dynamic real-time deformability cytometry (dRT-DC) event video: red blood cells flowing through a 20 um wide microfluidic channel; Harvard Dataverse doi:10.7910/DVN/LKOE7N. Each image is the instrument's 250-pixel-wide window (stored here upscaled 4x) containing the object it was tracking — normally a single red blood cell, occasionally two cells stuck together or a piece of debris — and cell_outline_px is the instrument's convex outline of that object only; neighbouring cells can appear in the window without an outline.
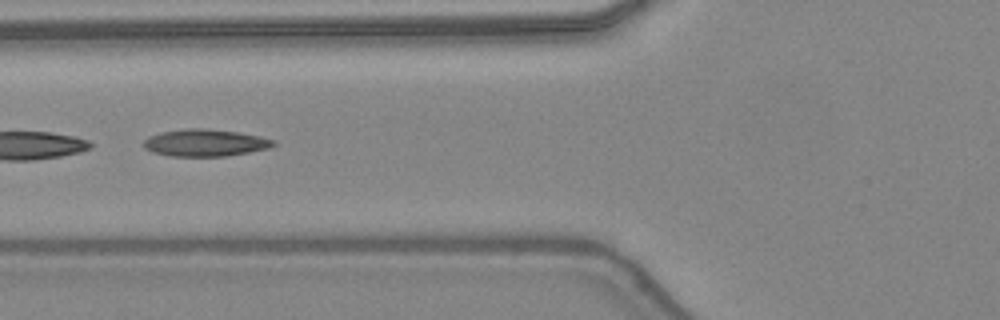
{"species": "common noctule bat (a hibernating species)", "species_latin": "Nyctalus noctula", "temperature_condition": "warm", "stored_images_in_passage": 35, "camera_frame_rate_fps": 3000, "um_per_image_px": 0.085, "animal": {"sex": "female", "body_mass_g": 24.6, "forearm_length_mm": 56.2}, "frame": {"image": 1, "passage_image": 8, "time_ms": 2.333, "image_size_px": [1000, 320], "cell_outline_px": [[276, 144], [268, 148], [228, 156], [168, 156], [152, 152], [144, 148], [144, 140], [148, 136], [160, 132], [184, 128], [204, 128], [236, 132], [260, 136], [276, 140]], "centroid_in_image_um": [17.41, 12.13], "position_along_channel_um": 108.4, "area_um2": 20.58}}
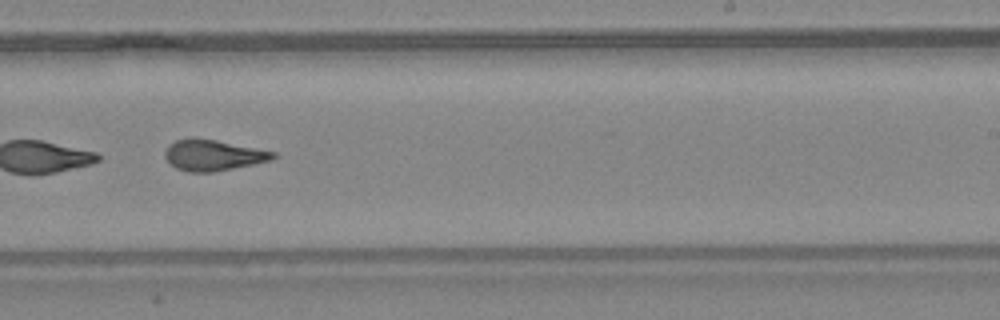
{"frame": {"image": 2, "passage_image": 19, "time_ms": 6.0, "image_size_px": [1000, 320], "cell_outline_px": [[276, 156], [272, 160], [212, 172], [188, 172], [176, 168], [164, 156], [164, 152], [168, 144], [176, 140], [188, 136], [216, 140], [276, 152]], "centroid_in_image_um": [18.07, 13.17], "position_along_channel_um": 270.9, "area_um2": 19.48}}
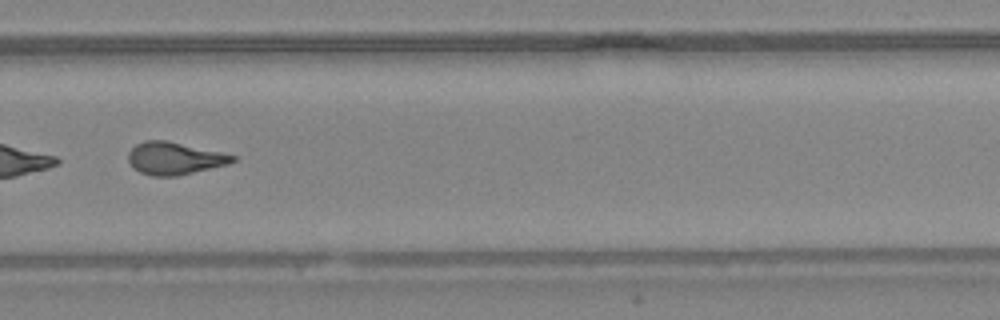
{"frame": {"image": 3, "passage_image": 22, "time_ms": 7.0, "image_size_px": [1000, 320], "cell_outline_px": [[236, 160], [228, 164], [176, 176], [152, 176], [140, 172], [128, 160], [128, 152], [136, 144], [144, 140], [164, 140], [224, 152], [236, 156]], "centroid_in_image_um": [14.85, 13.45], "position_along_channel_um": 315.0, "area_um2": 19.59}, "authors_computed_cell_mechanics": {"area_um2": 20.1144, "velocity_mm_per_s": 4.4268, "shape_relaxation_time_tau1_ms": null, "shape_relaxation_time_tau2_ms": 1.7644, "deformation_change_tau1": null, "deformation_change_tau2": 0.1037}}